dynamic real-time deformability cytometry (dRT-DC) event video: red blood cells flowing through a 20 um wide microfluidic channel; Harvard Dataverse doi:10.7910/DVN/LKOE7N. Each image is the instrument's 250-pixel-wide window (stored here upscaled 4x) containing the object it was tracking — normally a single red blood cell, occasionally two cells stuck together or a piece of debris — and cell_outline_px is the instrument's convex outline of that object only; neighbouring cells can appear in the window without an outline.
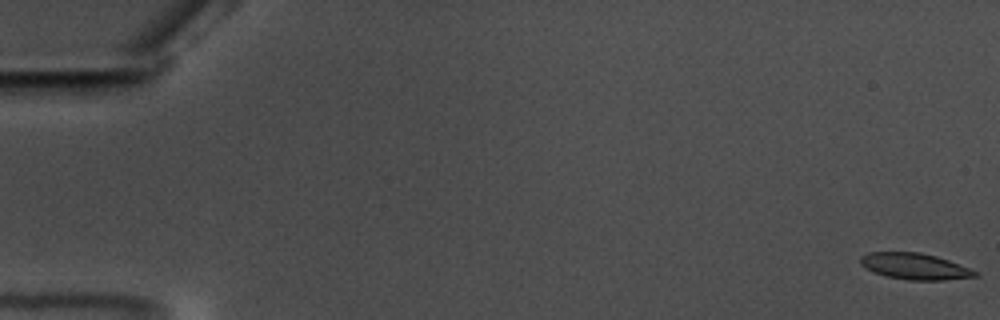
{"species": "common noctule bat (a hibernating species)", "species_latin": "Nyctalus noctula", "temperature_condition": "warm", "stored_images_in_passage": 59, "camera_frame_rate_fps": 3000, "um_per_image_px": 0.085, "animal": {"sex": "male", "body_mass_g": 17.5, "forearm_length_mm": 52.3}, "frame": {"image": 1, "passage_image": 1, "time_ms": 0.0, "image_size_px": [1000, 320], "cell_outline_px": [[980, 276], [944, 280], [908, 280], [888, 276], [876, 272], [860, 264], [860, 256], [868, 252], [920, 252], [936, 256], [948, 260], [980, 272]], "centroid_in_image_um": [77.8, 22.63], "position_along_channel_um": 7.2, "area_um2": 17.46}}
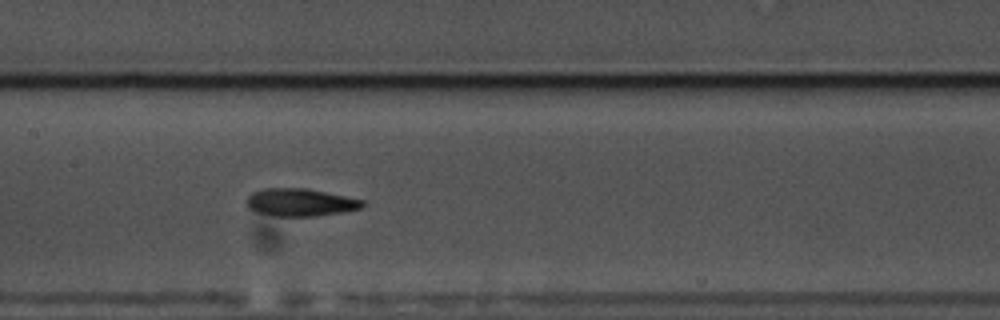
{"frame": {"image": 2, "passage_image": 30, "time_ms": 9.667, "image_size_px": [1000, 320], "cell_outline_px": [[368, 204], [364, 208], [344, 212], [316, 216], [276, 216], [256, 212], [248, 208], [248, 196], [252, 192], [260, 188], [308, 188], [364, 200]], "centroid_in_image_um": [25.58, 17.2], "position_along_channel_um": 181.8, "area_um2": 18.96}}
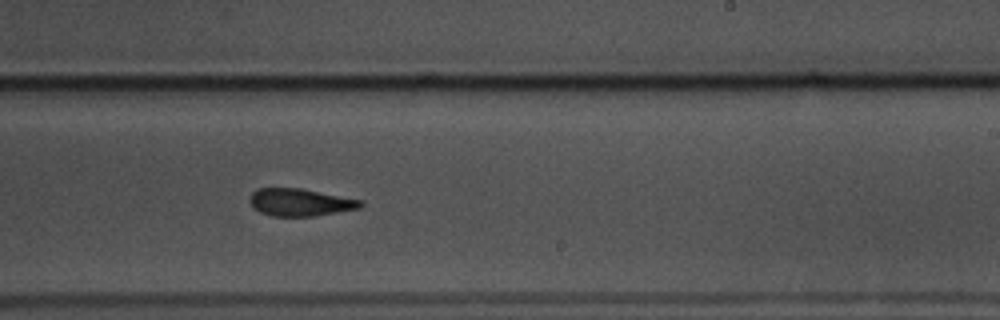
{"frame": {"image": 3, "passage_image": 37, "time_ms": 12.0, "image_size_px": [1000, 320], "cell_outline_px": [[364, 204], [360, 208], [312, 216], [272, 216], [260, 212], [252, 208], [248, 200], [252, 192], [256, 188], [300, 188], [364, 200]], "centroid_in_image_um": [25.48, 17.19], "position_along_channel_um": 263.5, "area_um2": 17.86}, "authors_computed_cell_mechanics": {"area_um2": 18.3226, "velocity_mm_per_s": 3.5124, "shape_relaxation_time_tau1_ms": 4.7317, "shape_relaxation_time_tau2_ms": 5.6348, "deformation_change_tau1": 0.1429, "deformation_change_tau2": 0.1051}}